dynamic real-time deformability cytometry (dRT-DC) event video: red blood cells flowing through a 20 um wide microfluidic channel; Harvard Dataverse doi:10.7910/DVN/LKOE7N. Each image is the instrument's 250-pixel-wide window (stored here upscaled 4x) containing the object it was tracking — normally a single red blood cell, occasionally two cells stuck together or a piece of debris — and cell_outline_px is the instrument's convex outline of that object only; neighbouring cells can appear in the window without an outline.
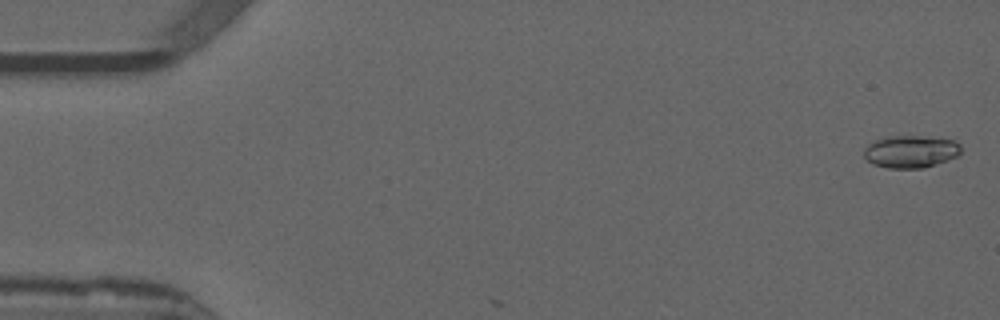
{"species": "common noctule bat (a hibernating species)", "species_latin": "Nyctalus noctula", "temperature_condition": "warm", "stored_images_in_passage": 5, "camera_frame_rate_fps": 3000, "um_per_image_px": 0.085, "animal": {"sex": "male", "forearm_length_mm": 52.5}, "frame": {"image": 1, "passage_image": 2, "time_ms": 0.333, "image_size_px": [1000, 320], "cell_outline_px": [[960, 152], [956, 156], [924, 168], [888, 168], [872, 164], [864, 156], [864, 148], [868, 144], [884, 136], [920, 136], [952, 140], [960, 144]], "centroid_in_image_um": [77.36, 12.88], "position_along_channel_um": 7.6, "area_um2": 18.15}}